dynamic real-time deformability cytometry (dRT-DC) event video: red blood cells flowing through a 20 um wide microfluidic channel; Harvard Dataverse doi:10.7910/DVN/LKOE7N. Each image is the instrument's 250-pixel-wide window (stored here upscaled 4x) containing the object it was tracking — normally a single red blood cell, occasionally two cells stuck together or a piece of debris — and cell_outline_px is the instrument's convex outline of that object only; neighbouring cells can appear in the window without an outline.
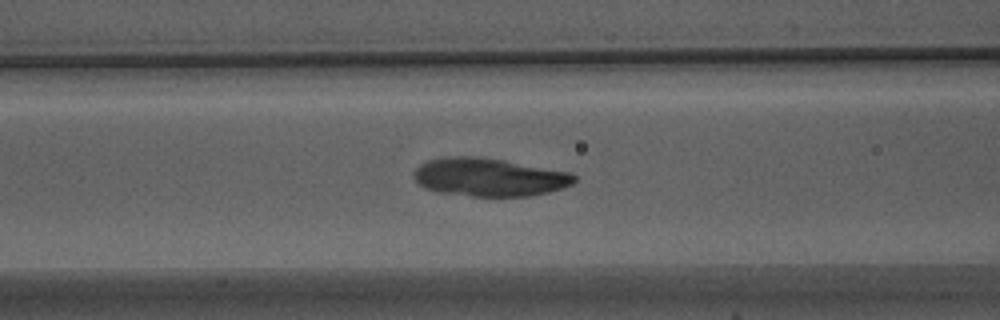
{"species": "Egyptian fruit bat (a non-hibernating species)", "species_latin": "Rousettus aegyptiacus", "temperature_condition": "warm", "stored_images_in_passage": 27, "camera_frame_rate_fps": 3000, "um_per_image_px": 0.085, "animal": {"sex": "male"}, "frame": {"image": 1, "passage_image": 5, "time_ms": 1.333, "image_size_px": [1000, 320], "cell_outline_px": [[576, 180], [572, 184], [564, 188], [548, 192], [528, 196], [472, 196], [440, 192], [424, 188], [412, 176], [412, 172], [420, 164], [428, 160], [444, 156], [472, 156], [504, 160], [572, 172], [576, 176]], "centroid_in_image_um": [41.58, 15.05], "position_along_channel_um": 125.0, "area_um2": 35.89}}
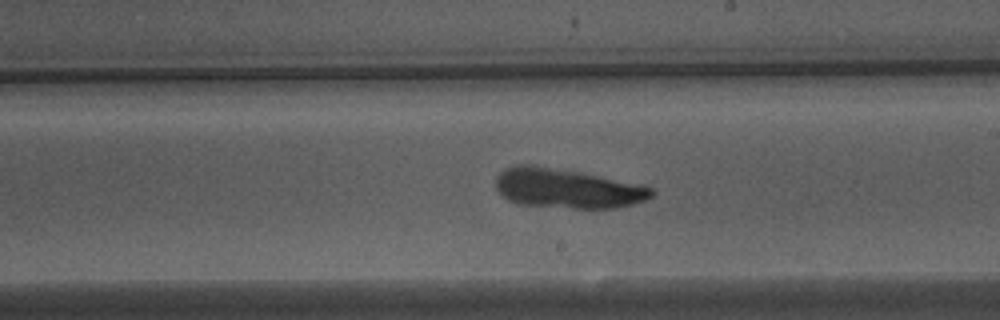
{"frame": {"image": 2, "passage_image": 14, "time_ms": 4.333, "image_size_px": [1000, 320], "cell_outline_px": [[656, 192], [652, 196], [644, 200], [632, 204], [616, 208], [572, 208], [520, 204], [508, 200], [496, 188], [496, 176], [504, 168], [520, 164], [532, 164], [580, 172], [644, 184], [652, 188]], "centroid_in_image_um": [48.23, 16.0], "position_along_channel_um": 240.8, "area_um2": 36.07}}
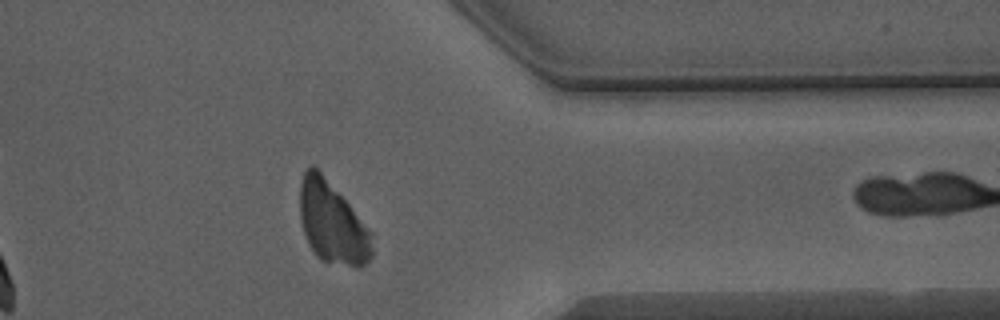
{"frame": {"image": 3, "passage_image": 26, "time_ms": 8.333, "image_size_px": [1000, 320], "cell_outline_px": [[372, 256], [364, 264], [356, 268], [320, 260], [316, 256], [308, 244], [300, 220], [300, 184], [304, 172], [312, 164], [320, 172], [348, 204], [372, 232]], "centroid_in_image_um": [28.23, 18.98], "position_along_channel_um": 383.2, "area_um2": 33.99}}